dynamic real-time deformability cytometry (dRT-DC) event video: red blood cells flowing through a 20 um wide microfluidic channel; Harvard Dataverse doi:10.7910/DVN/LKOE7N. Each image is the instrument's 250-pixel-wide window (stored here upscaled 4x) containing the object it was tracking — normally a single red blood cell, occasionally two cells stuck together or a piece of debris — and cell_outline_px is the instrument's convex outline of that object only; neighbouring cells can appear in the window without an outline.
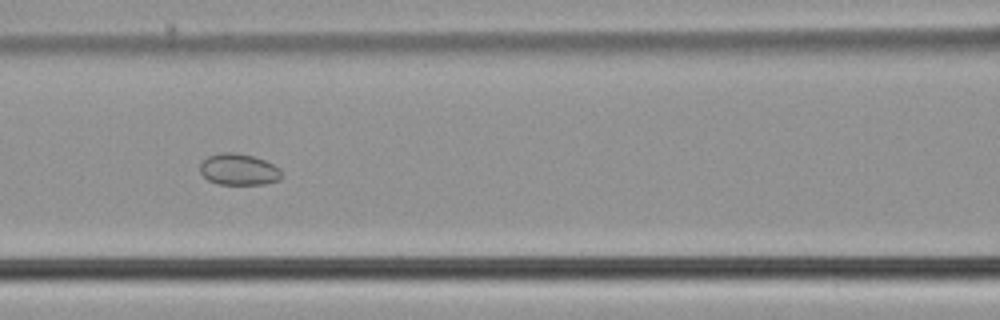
{"species": "common noctule bat (a hibernating species)", "species_latin": "Nyctalus noctula", "temperature_condition": "cold", "stored_images_in_passage": 57, "segment_of_instrument_passage": [2, 2], "camera_frame_rate_fps": 3000, "um_per_image_px": 0.085, "animal": {"sex": "male", "body_mass_g": 21.5, "forearm_length_mm": 52.0}, "frame": {"image": 1, "passage_image": 26, "time_ms": 8.333, "image_size_px": [1000, 320], "cell_outline_px": [[280, 180], [264, 184], [220, 184], [208, 180], [200, 172], [200, 160], [208, 156], [220, 152], [236, 152], [252, 156], [264, 160], [280, 168]], "centroid_in_image_um": [20.25, 14.39], "position_along_channel_um": 146.3, "area_um2": 14.97}}
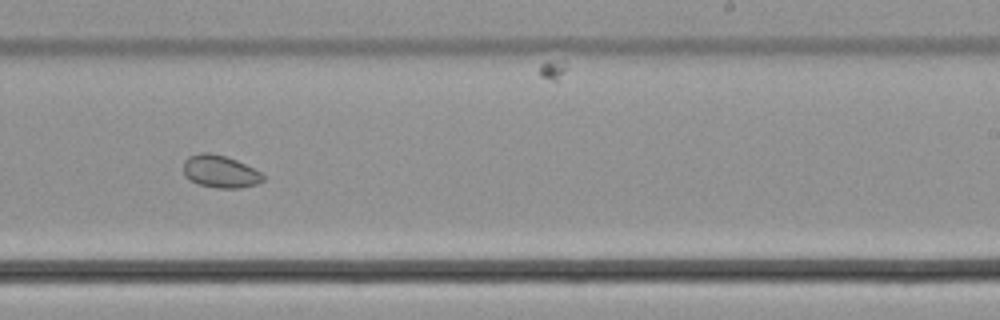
{"frame": {"image": 2, "passage_image": 36, "time_ms": 11.667, "image_size_px": [1000, 320], "cell_outline_px": [[264, 180], [256, 184], [240, 188], [216, 188], [200, 184], [184, 176], [184, 160], [188, 156], [200, 152], [208, 152], [224, 156], [236, 160], [260, 172], [264, 176]], "centroid_in_image_um": [18.7, 14.57], "position_along_channel_um": 270.3, "area_um2": 14.91}}
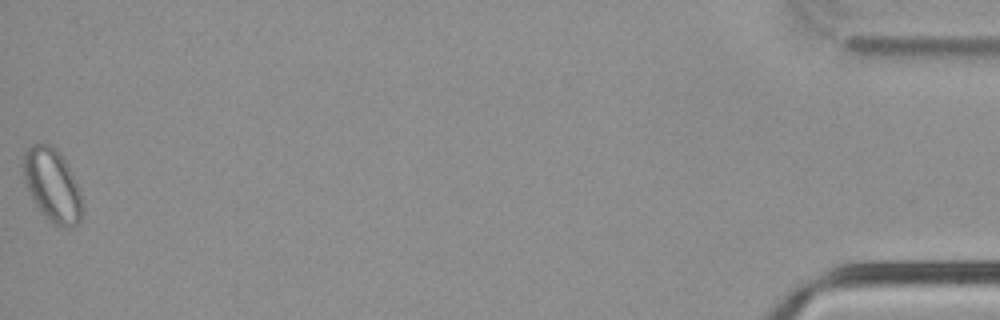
{"frame": {"image": 3, "passage_image": 57, "time_ms": 18.667, "image_size_px": [1000, 320], "cell_outline_px": [[84, 204], [80, 220], [72, 228], [56, 228], [40, 212], [32, 200], [24, 184], [24, 152], [32, 144], [48, 144], [56, 148], [60, 152], [80, 192]], "centroid_in_image_um": [4.44, 15.81], "position_along_channel_um": 430.8, "area_um2": 25.32}}